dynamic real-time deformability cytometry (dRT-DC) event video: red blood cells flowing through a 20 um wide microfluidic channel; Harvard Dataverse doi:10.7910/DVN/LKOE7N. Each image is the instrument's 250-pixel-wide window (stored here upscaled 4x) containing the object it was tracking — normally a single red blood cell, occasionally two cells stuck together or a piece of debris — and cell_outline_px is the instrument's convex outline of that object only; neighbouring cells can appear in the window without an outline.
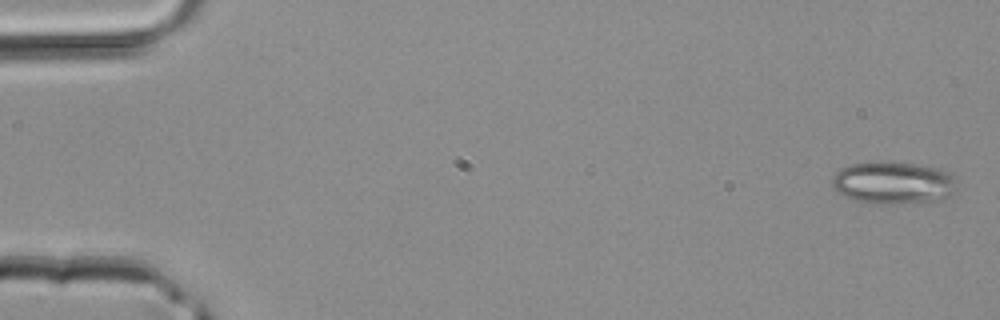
{"species": "common noctule bat (a hibernating species)", "species_latin": "Nyctalus noctula", "temperature_condition": "room temperature", "stored_images_in_passage": 42, "camera_frame_rate_fps": 3000, "um_per_image_px": 0.085, "animal": {"sex": "male", "body_mass_g": 20.4}, "frame": {"image": 1, "passage_image": 1, "time_ms": 0.0, "image_size_px": [1000, 320], "cell_outline_px": [[960, 188], [956, 192], [940, 200], [900, 204], [876, 204], [856, 200], [844, 196], [832, 184], [832, 176], [840, 168], [848, 164], [872, 160], [884, 160], [940, 168], [948, 172], [952, 176]], "centroid_in_image_um": [75.94, 15.52], "position_along_channel_um": 9.1, "area_um2": 31.5}}
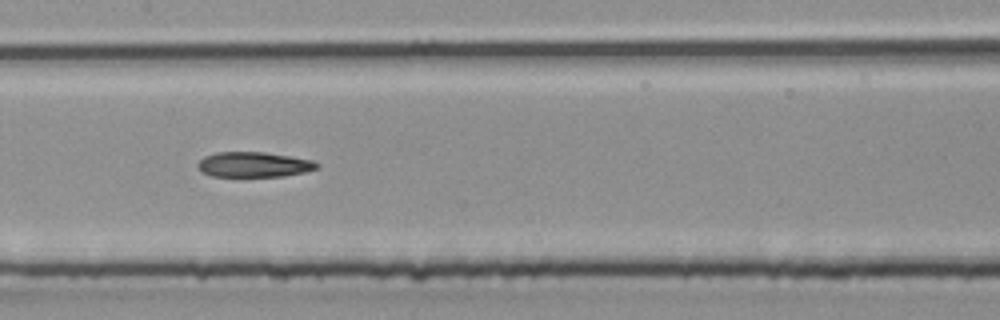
{"frame": {"image": 2, "passage_image": 21, "time_ms": 6.667, "image_size_px": [1000, 320], "cell_outline_px": [[320, 168], [304, 172], [284, 176], [212, 176], [200, 172], [196, 164], [204, 156], [216, 152], [264, 152], [292, 156], [316, 160], [320, 164]], "centroid_in_image_um": [21.61, 13.98], "position_along_channel_um": 185.8, "area_um2": 17.74}}
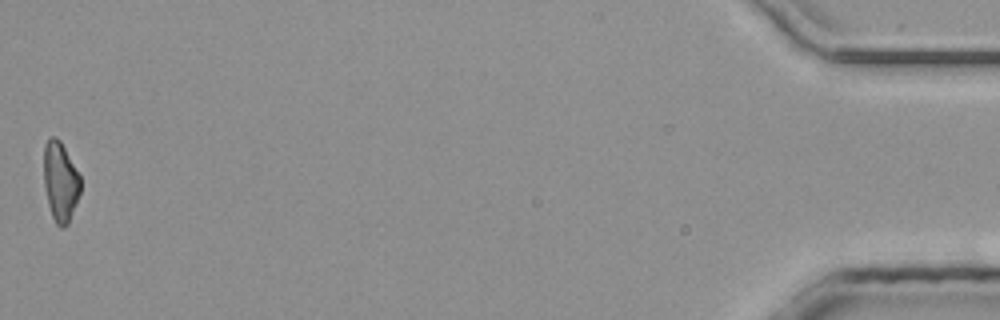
{"frame": {"image": 3, "passage_image": 42, "time_ms": 13.667, "image_size_px": [1000, 320], "cell_outline_px": [[80, 192], [76, 204], [68, 224], [64, 228], [60, 228], [56, 224], [52, 216], [48, 204], [44, 188], [44, 144], [48, 136], [56, 136], [60, 140], [80, 176]], "centroid_in_image_um": [5.11, 15.43], "position_along_channel_um": 430.1, "area_um2": 17.11}}